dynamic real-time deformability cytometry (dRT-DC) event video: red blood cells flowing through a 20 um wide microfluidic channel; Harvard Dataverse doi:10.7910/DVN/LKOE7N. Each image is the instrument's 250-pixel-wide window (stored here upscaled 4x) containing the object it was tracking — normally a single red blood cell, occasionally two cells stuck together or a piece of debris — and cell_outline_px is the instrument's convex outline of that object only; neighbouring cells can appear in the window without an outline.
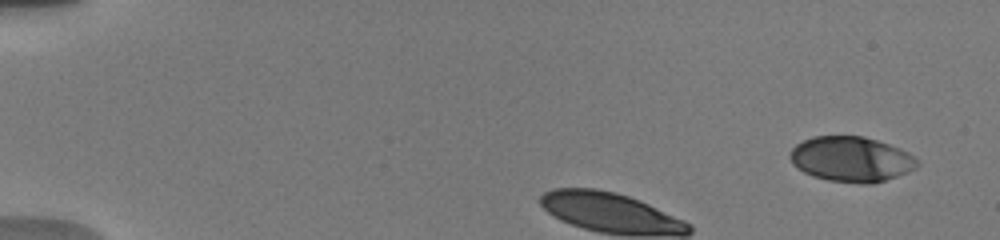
{"species": "human", "species_latin": "Homo sapiens", "temperature_condition": "warm", "stored_images_in_passage": 12, "camera_frame_rate_fps": 3000, "um_per_image_px": 0.085, "donor": {"sex": "male"}, "frame": {"image": 1, "passage_image": 3, "time_ms": 1.0, "image_size_px": [1000, 240], "cell_outline_px": [[920, 164], [916, 168], [908, 172], [872, 184], [860, 184], [828, 180], [812, 176], [804, 172], [792, 164], [788, 156], [792, 148], [796, 144], [812, 136], [864, 136], [900, 148], [908, 152], [920, 160]], "centroid_in_image_um": [72.36, 13.53], "position_along_channel_um": 12.6, "area_um2": 33.76}}
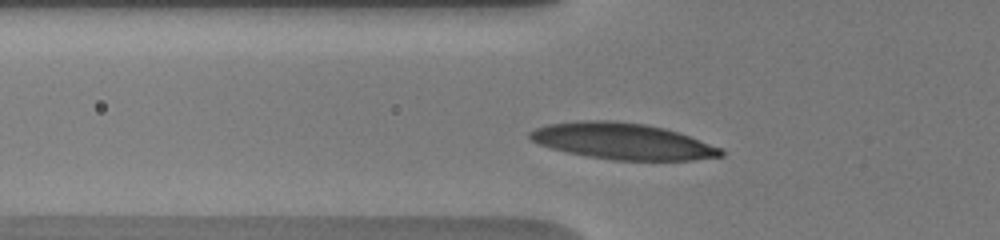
{"frame": {"image": 2, "passage_image": 10, "time_ms": 4.0, "image_size_px": [1000, 240], "cell_outline_px": [[724, 156], [692, 160], [616, 160], [588, 156], [568, 152], [552, 148], [540, 144], [532, 140], [528, 136], [528, 132], [536, 128], [548, 124], [580, 120], [616, 120], [644, 124], [664, 128], [688, 136], [720, 148], [724, 152]], "centroid_in_image_um": [52.89, 11.99], "position_along_channel_um": 72.9, "area_um2": 40.0}}